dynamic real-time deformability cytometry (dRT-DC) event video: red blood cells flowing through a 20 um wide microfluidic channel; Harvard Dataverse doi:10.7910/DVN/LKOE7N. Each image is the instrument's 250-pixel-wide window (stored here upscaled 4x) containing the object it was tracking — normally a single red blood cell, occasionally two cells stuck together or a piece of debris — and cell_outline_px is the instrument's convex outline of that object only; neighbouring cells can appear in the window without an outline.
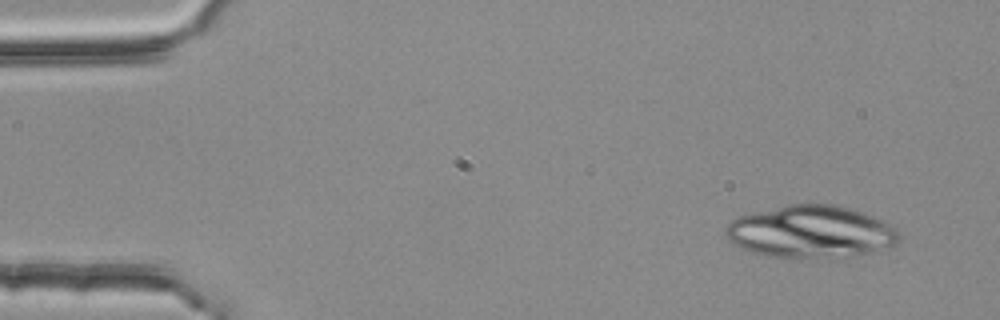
{"species": "common noctule bat (a hibernating species)", "species_latin": "Nyctalus noctula", "temperature_condition": "room temperature", "stored_images_in_passage": 50, "camera_frame_rate_fps": 3000, "um_per_image_px": 0.085, "animal": {"sex": "female", "body_mass_g": 25.1}, "frame": {"image": 1, "passage_image": 1, "time_ms": 0.0, "image_size_px": [1000, 320], "cell_outline_px": [[900, 240], [892, 244], [868, 252], [808, 256], [772, 256], [752, 252], [740, 248], [732, 244], [724, 236], [724, 228], [732, 220], [740, 216], [752, 212], [788, 204], [836, 204], [852, 208], [884, 220], [896, 228], [900, 236]], "centroid_in_image_um": [68.84, 19.63], "position_along_channel_um": 16.2, "area_um2": 51.79}, "authors_computed_cell_mechanics": {"area_um2": 16.3574, "velocity_mm_per_s": 3.7939, "shape_relaxation_time_tau1_ms": null, "shape_relaxation_time_tau2_ms": 6.5084, "deformation_change_tau1": null, "deformation_change_tau2": 0.1136}}